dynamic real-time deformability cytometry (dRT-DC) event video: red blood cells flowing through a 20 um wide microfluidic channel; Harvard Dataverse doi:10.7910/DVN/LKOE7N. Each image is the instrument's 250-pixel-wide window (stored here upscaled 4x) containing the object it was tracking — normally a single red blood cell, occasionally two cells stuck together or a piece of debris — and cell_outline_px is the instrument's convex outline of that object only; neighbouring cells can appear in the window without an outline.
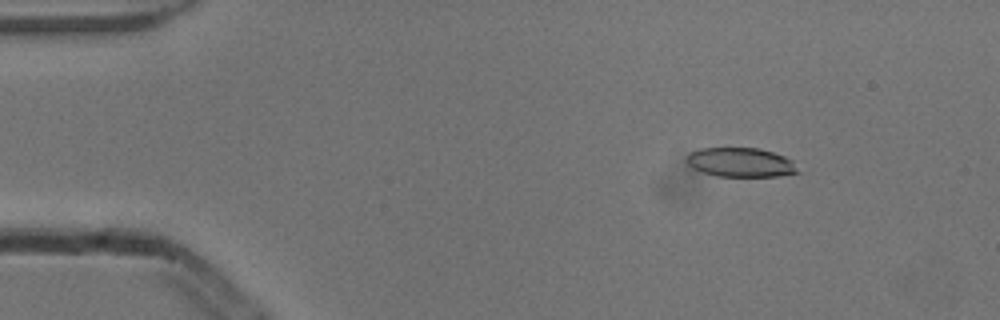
{"species": "common noctule bat (a hibernating species)", "species_latin": "Nyctalus noctula", "temperature_condition": "cold", "stored_images_in_passage": 52, "camera_frame_rate_fps": 3000, "um_per_image_px": 0.085, "animal": {"sex": "male", "body_mass_g": 13.3}, "frame": {"image": 1, "passage_image": 6, "time_ms": 1.667, "image_size_px": [1000, 320], "cell_outline_px": [[800, 172], [776, 176], [716, 176], [692, 168], [688, 164], [688, 152], [700, 148], [760, 148], [784, 156], [792, 160]], "centroid_in_image_um": [62.95, 13.79], "position_along_channel_um": 22.0, "area_um2": 18.84}}
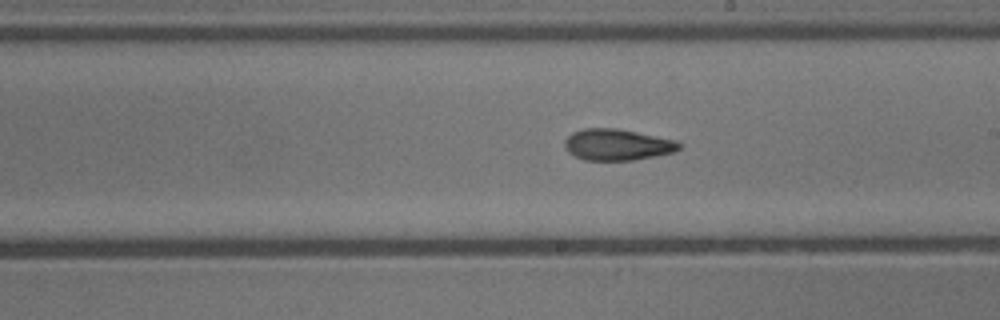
{"frame": {"image": 2, "passage_image": 29, "time_ms": 9.333, "image_size_px": [1000, 320], "cell_outline_px": [[684, 144], [680, 148], [672, 152], [656, 156], [632, 160], [584, 160], [568, 152], [564, 148], [564, 140], [572, 132], [584, 128], [616, 128], [676, 140]], "centroid_in_image_um": [52.45, 12.29], "position_along_channel_um": 236.5, "area_um2": 20.92}}
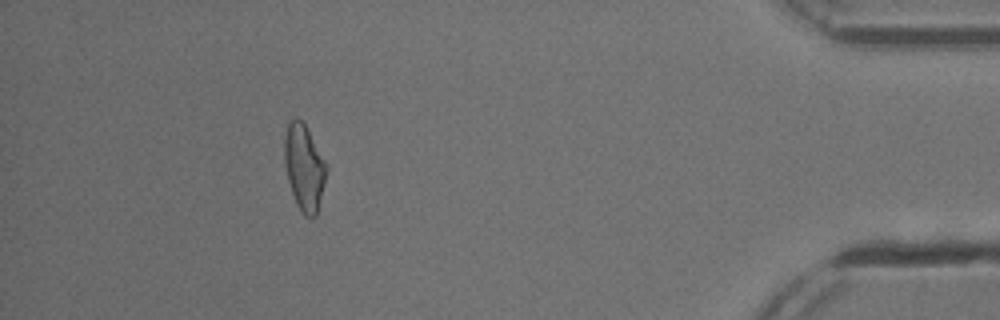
{"frame": {"image": 3, "passage_image": 47, "time_ms": 15.333, "image_size_px": [1000, 320], "cell_outline_px": [[328, 168], [316, 216], [304, 216], [296, 204], [288, 180], [284, 164], [284, 136], [288, 120], [300, 120], [304, 124], [328, 164]], "centroid_in_image_um": [25.85, 14.23], "position_along_channel_um": 409.4, "area_um2": 20.98}, "authors_computed_cell_mechanics": {"area_um2": 20.5768, "velocity_mm_per_s": 3.8549, "shape_relaxation_time_tau1_ms": 3.707, "shape_relaxation_time_tau2_ms": 2.7302, "deformation_change_tau1": 0.1606, "deformation_change_tau2": 0.1123}}